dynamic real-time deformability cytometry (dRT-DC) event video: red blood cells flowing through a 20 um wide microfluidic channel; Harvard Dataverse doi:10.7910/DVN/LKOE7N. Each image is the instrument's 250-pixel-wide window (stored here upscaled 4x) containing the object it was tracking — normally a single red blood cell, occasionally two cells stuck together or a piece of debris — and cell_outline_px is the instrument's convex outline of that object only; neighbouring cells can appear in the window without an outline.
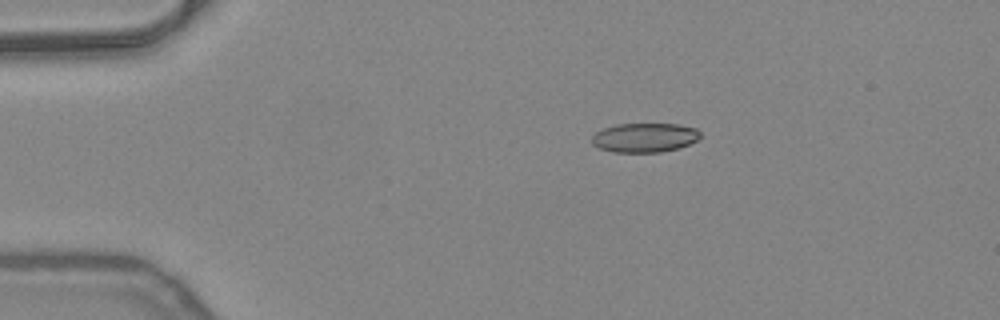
{"species": "common noctule bat (a hibernating species)", "species_latin": "Nyctalus noctula", "temperature_condition": "warm", "stored_images_in_passage": 3, "camera_frame_rate_fps": 3000, "um_per_image_px": 0.085, "animal": {"sex": "female", "body_mass_g": 24.6, "forearm_length_mm": 56.2}, "frame": {"image": 1, "passage_image": 1, "time_ms": 0.0, "image_size_px": [1000, 320], "cell_outline_px": [[700, 136], [696, 140], [680, 148], [660, 152], [612, 152], [600, 148], [592, 144], [592, 136], [596, 132], [604, 128], [616, 124], [680, 124], [696, 128], [700, 132]], "centroid_in_image_um": [54.79, 11.69], "position_along_channel_um": 30.2, "area_um2": 18.5}}